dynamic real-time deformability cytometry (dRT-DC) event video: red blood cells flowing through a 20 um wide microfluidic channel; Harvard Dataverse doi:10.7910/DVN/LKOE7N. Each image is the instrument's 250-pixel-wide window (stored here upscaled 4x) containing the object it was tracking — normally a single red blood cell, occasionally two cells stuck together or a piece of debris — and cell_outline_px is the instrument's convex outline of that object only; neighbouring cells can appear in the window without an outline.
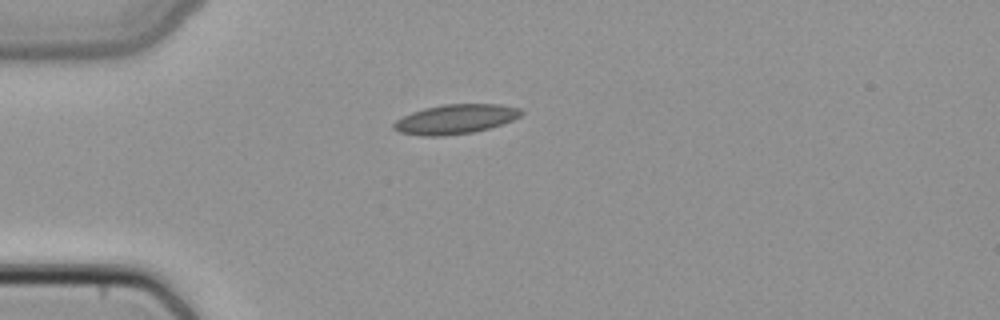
{"species": "common noctule bat (a hibernating species)", "species_latin": "Nyctalus noctula", "temperature_condition": "cold", "stored_images_in_passage": 4, "camera_frame_rate_fps": 3000, "um_per_image_px": 0.085, "animal": {"sex": "female", "body_mass_g": 22.7, "forearm_length_mm": 54.2}, "frame": {"image": 1, "passage_image": 4, "time_ms": 1.0, "image_size_px": [1000, 320], "cell_outline_px": [[524, 112], [520, 116], [504, 124], [472, 132], [444, 136], [420, 136], [400, 132], [392, 128], [392, 124], [396, 120], [412, 112], [424, 108], [444, 104], [500, 104], [520, 108]], "centroid_in_image_um": [38.71, 10.13], "position_along_channel_um": 46.3, "area_um2": 21.96}}